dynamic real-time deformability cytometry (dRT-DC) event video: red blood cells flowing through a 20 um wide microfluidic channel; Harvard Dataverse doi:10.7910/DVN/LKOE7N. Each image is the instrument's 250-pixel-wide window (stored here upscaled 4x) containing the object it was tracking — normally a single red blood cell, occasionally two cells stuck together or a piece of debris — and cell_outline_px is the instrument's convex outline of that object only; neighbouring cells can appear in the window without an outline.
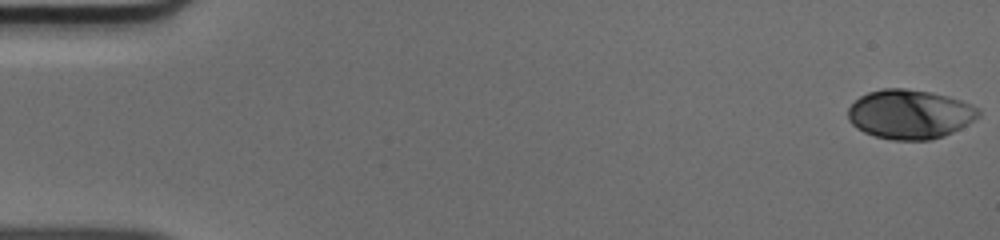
{"species": "human", "species_latin": "Homo sapiens", "temperature_condition": "cold", "stored_images_in_passage": 51, "camera_frame_rate_fps": 3000, "um_per_image_px": 0.085, "donor": {"sex": "male"}, "frame": {"image": 1, "passage_image": 1, "time_ms": 0.0, "image_size_px": [1000, 240], "cell_outline_px": [[980, 116], [968, 124], [944, 136], [932, 140], [892, 140], [876, 136], [864, 132], [856, 128], [848, 120], [848, 108], [860, 96], [868, 92], [884, 88], [904, 88], [932, 92], [948, 96], [972, 104], [980, 108]], "centroid_in_image_um": [77.35, 9.71], "position_along_channel_um": 7.7, "area_um2": 37.69}}
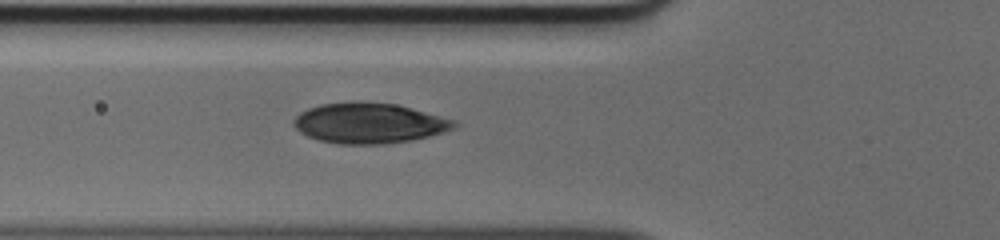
{"frame": {"image": 2, "passage_image": 19, "time_ms": 6.0, "image_size_px": [1000, 240], "cell_outline_px": [[456, 128], [444, 132], [412, 140], [384, 144], [336, 144], [320, 140], [308, 136], [300, 132], [292, 124], [292, 120], [300, 112], [308, 108], [320, 104], [396, 104], [412, 108], [456, 120]], "centroid_in_image_um": [31.39, 10.5], "position_along_channel_um": 94.4, "area_um2": 37.05}}
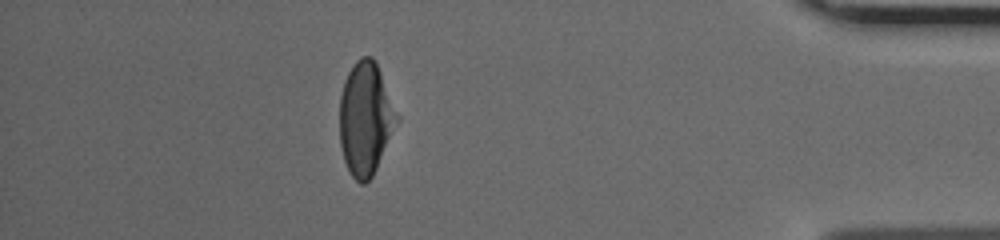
{"frame": {"image": 3, "passage_image": 45, "time_ms": 14.667, "image_size_px": [1000, 240], "cell_outline_px": [[400, 120], [372, 176], [364, 184], [360, 184], [348, 172], [344, 160], [340, 144], [340, 96], [344, 80], [352, 64], [360, 56], [372, 56], [376, 60], [400, 116]], "centroid_in_image_um": [31.09, 10.05], "position_along_channel_um": 404.1, "area_um2": 38.32}}